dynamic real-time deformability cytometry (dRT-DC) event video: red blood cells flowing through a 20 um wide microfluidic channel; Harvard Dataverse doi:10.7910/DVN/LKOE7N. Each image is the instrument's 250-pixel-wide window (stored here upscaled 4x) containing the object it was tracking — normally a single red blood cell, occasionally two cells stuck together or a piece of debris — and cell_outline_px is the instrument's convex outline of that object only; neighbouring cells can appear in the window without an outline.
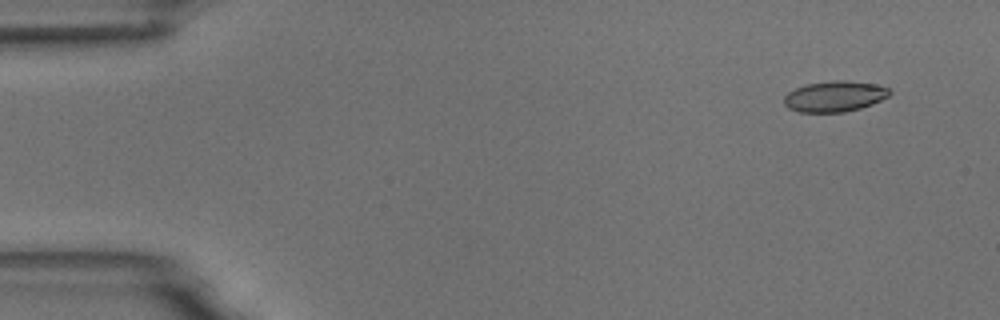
{"species": "common noctule bat (a hibernating species)", "species_latin": "Nyctalus noctula", "temperature_condition": "room temperature", "stored_images_in_passage": 4, "camera_frame_rate_fps": 3000, "um_per_image_px": 0.085, "animal": {"sex": "male", "body_mass_g": 18.8}, "frame": {"image": 1, "passage_image": 1, "time_ms": 0.0, "image_size_px": [1000, 320], "cell_outline_px": [[892, 92], [888, 96], [872, 104], [860, 108], [844, 112], [800, 112], [788, 108], [784, 104], [784, 96], [788, 92], [804, 84], [832, 80], [848, 80], [876, 84], [888, 88]], "centroid_in_image_um": [70.93, 8.18], "position_along_channel_um": 14.1, "area_um2": 19.02}}
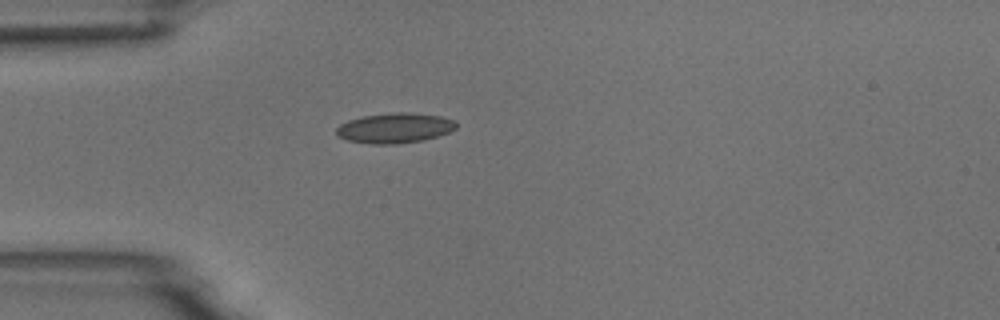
{"frame": {"image": 2, "passage_image": 4, "time_ms": 3.667, "image_size_px": [1000, 320], "cell_outline_px": [[456, 128], [448, 132], [424, 140], [396, 144], [372, 144], [348, 140], [336, 136], [336, 128], [340, 124], [348, 120], [364, 116], [396, 112], [408, 112], [440, 116], [456, 120]], "centroid_in_image_um": [33.54, 10.88], "position_along_channel_um": 51.5, "area_um2": 20.98}}